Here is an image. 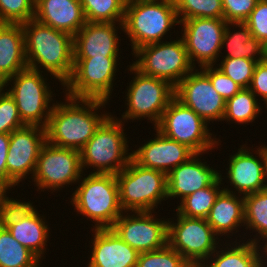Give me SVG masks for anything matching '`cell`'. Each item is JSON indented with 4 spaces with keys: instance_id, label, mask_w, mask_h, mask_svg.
I'll return each mask as SVG.
<instances>
[{
    "instance_id": "9a60e30c",
    "label": "cell",
    "mask_w": 267,
    "mask_h": 267,
    "mask_svg": "<svg viewBox=\"0 0 267 267\" xmlns=\"http://www.w3.org/2000/svg\"><path fill=\"white\" fill-rule=\"evenodd\" d=\"M226 24L224 18H193L180 22L179 25H183L181 38L195 68L196 63L199 68L216 65L223 54L221 46Z\"/></svg>"
},
{
    "instance_id": "7bdbcfd3",
    "label": "cell",
    "mask_w": 267,
    "mask_h": 267,
    "mask_svg": "<svg viewBox=\"0 0 267 267\" xmlns=\"http://www.w3.org/2000/svg\"><path fill=\"white\" fill-rule=\"evenodd\" d=\"M10 144V134L0 133V188L7 191V163L8 149Z\"/></svg>"
},
{
    "instance_id": "e0dca14e",
    "label": "cell",
    "mask_w": 267,
    "mask_h": 267,
    "mask_svg": "<svg viewBox=\"0 0 267 267\" xmlns=\"http://www.w3.org/2000/svg\"><path fill=\"white\" fill-rule=\"evenodd\" d=\"M46 141V128L35 125H25L10 134L6 159L8 191L18 187L29 174L33 177L40 150Z\"/></svg>"
},
{
    "instance_id": "6da1fadb",
    "label": "cell",
    "mask_w": 267,
    "mask_h": 267,
    "mask_svg": "<svg viewBox=\"0 0 267 267\" xmlns=\"http://www.w3.org/2000/svg\"><path fill=\"white\" fill-rule=\"evenodd\" d=\"M64 96L65 102L53 104L46 126V140L55 146L80 151L109 116L107 111L98 113V109L105 108L109 102Z\"/></svg>"
},
{
    "instance_id": "52a82bcc",
    "label": "cell",
    "mask_w": 267,
    "mask_h": 267,
    "mask_svg": "<svg viewBox=\"0 0 267 267\" xmlns=\"http://www.w3.org/2000/svg\"><path fill=\"white\" fill-rule=\"evenodd\" d=\"M127 70L134 76L125 92L127 109L118 120L125 123L146 118L155 127L175 97V87L166 80L141 73L132 64Z\"/></svg>"
},
{
    "instance_id": "f35d334b",
    "label": "cell",
    "mask_w": 267,
    "mask_h": 267,
    "mask_svg": "<svg viewBox=\"0 0 267 267\" xmlns=\"http://www.w3.org/2000/svg\"><path fill=\"white\" fill-rule=\"evenodd\" d=\"M210 79L214 89L225 99L232 98L242 88L225 75L216 65L200 68Z\"/></svg>"
},
{
    "instance_id": "5bb4252c",
    "label": "cell",
    "mask_w": 267,
    "mask_h": 267,
    "mask_svg": "<svg viewBox=\"0 0 267 267\" xmlns=\"http://www.w3.org/2000/svg\"><path fill=\"white\" fill-rule=\"evenodd\" d=\"M83 173L79 150L55 146L46 141L40 150L31 178L38 189L36 191L50 189L55 192L77 183Z\"/></svg>"
},
{
    "instance_id": "7402d4cb",
    "label": "cell",
    "mask_w": 267,
    "mask_h": 267,
    "mask_svg": "<svg viewBox=\"0 0 267 267\" xmlns=\"http://www.w3.org/2000/svg\"><path fill=\"white\" fill-rule=\"evenodd\" d=\"M203 153H195L186 162L181 163L167 175V197L179 198L180 201L197 190L213 185L220 172L202 162ZM200 157V158H199Z\"/></svg>"
},
{
    "instance_id": "8d00e7d4",
    "label": "cell",
    "mask_w": 267,
    "mask_h": 267,
    "mask_svg": "<svg viewBox=\"0 0 267 267\" xmlns=\"http://www.w3.org/2000/svg\"><path fill=\"white\" fill-rule=\"evenodd\" d=\"M34 14V0H0V23H26Z\"/></svg>"
},
{
    "instance_id": "d4e9b609",
    "label": "cell",
    "mask_w": 267,
    "mask_h": 267,
    "mask_svg": "<svg viewBox=\"0 0 267 267\" xmlns=\"http://www.w3.org/2000/svg\"><path fill=\"white\" fill-rule=\"evenodd\" d=\"M222 187L223 190L217 196L206 220L213 228L217 237L220 236L219 238H221L225 235L226 240L227 237L231 236V233L232 235L235 231L237 233L238 228L240 229L241 226L245 227L244 196L237 194L229 186L227 188Z\"/></svg>"
},
{
    "instance_id": "836d02e7",
    "label": "cell",
    "mask_w": 267,
    "mask_h": 267,
    "mask_svg": "<svg viewBox=\"0 0 267 267\" xmlns=\"http://www.w3.org/2000/svg\"><path fill=\"white\" fill-rule=\"evenodd\" d=\"M179 22L193 18H224L222 0H174Z\"/></svg>"
},
{
    "instance_id": "c3c4849f",
    "label": "cell",
    "mask_w": 267,
    "mask_h": 267,
    "mask_svg": "<svg viewBox=\"0 0 267 267\" xmlns=\"http://www.w3.org/2000/svg\"><path fill=\"white\" fill-rule=\"evenodd\" d=\"M3 88V83L0 80V90Z\"/></svg>"
},
{
    "instance_id": "cb8c5ba5",
    "label": "cell",
    "mask_w": 267,
    "mask_h": 267,
    "mask_svg": "<svg viewBox=\"0 0 267 267\" xmlns=\"http://www.w3.org/2000/svg\"><path fill=\"white\" fill-rule=\"evenodd\" d=\"M34 19L71 36L86 23L80 0H38Z\"/></svg>"
},
{
    "instance_id": "8fae6325",
    "label": "cell",
    "mask_w": 267,
    "mask_h": 267,
    "mask_svg": "<svg viewBox=\"0 0 267 267\" xmlns=\"http://www.w3.org/2000/svg\"><path fill=\"white\" fill-rule=\"evenodd\" d=\"M120 57H74L71 77L63 85L67 96L110 100ZM65 88V89H64Z\"/></svg>"
},
{
    "instance_id": "4fadbf2b",
    "label": "cell",
    "mask_w": 267,
    "mask_h": 267,
    "mask_svg": "<svg viewBox=\"0 0 267 267\" xmlns=\"http://www.w3.org/2000/svg\"><path fill=\"white\" fill-rule=\"evenodd\" d=\"M0 222L10 234L39 259L46 253L50 229L45 216L32 205L31 201L7 197L0 208Z\"/></svg>"
},
{
    "instance_id": "d6986e66",
    "label": "cell",
    "mask_w": 267,
    "mask_h": 267,
    "mask_svg": "<svg viewBox=\"0 0 267 267\" xmlns=\"http://www.w3.org/2000/svg\"><path fill=\"white\" fill-rule=\"evenodd\" d=\"M246 145H241L238 152L229 156L226 169L230 186L243 196L265 190L267 145L255 148V152Z\"/></svg>"
},
{
    "instance_id": "ffe728a7",
    "label": "cell",
    "mask_w": 267,
    "mask_h": 267,
    "mask_svg": "<svg viewBox=\"0 0 267 267\" xmlns=\"http://www.w3.org/2000/svg\"><path fill=\"white\" fill-rule=\"evenodd\" d=\"M155 132L157 134L153 139L131 151V158L137 164L168 175L195 154L186 145L165 137L158 130Z\"/></svg>"
},
{
    "instance_id": "ab89813d",
    "label": "cell",
    "mask_w": 267,
    "mask_h": 267,
    "mask_svg": "<svg viewBox=\"0 0 267 267\" xmlns=\"http://www.w3.org/2000/svg\"><path fill=\"white\" fill-rule=\"evenodd\" d=\"M252 35L263 44L267 42V0H258L245 21Z\"/></svg>"
},
{
    "instance_id": "f1b7e54d",
    "label": "cell",
    "mask_w": 267,
    "mask_h": 267,
    "mask_svg": "<svg viewBox=\"0 0 267 267\" xmlns=\"http://www.w3.org/2000/svg\"><path fill=\"white\" fill-rule=\"evenodd\" d=\"M244 221L245 229L256 232L254 239L247 241L263 245L267 241V190L244 196Z\"/></svg>"
},
{
    "instance_id": "e575fe53",
    "label": "cell",
    "mask_w": 267,
    "mask_h": 267,
    "mask_svg": "<svg viewBox=\"0 0 267 267\" xmlns=\"http://www.w3.org/2000/svg\"><path fill=\"white\" fill-rule=\"evenodd\" d=\"M136 267H193L182 255L168 244L155 251L139 254Z\"/></svg>"
},
{
    "instance_id": "2e32d148",
    "label": "cell",
    "mask_w": 267,
    "mask_h": 267,
    "mask_svg": "<svg viewBox=\"0 0 267 267\" xmlns=\"http://www.w3.org/2000/svg\"><path fill=\"white\" fill-rule=\"evenodd\" d=\"M126 213L124 211L111 227L125 243L139 253L159 250L167 245V219L155 217L153 211Z\"/></svg>"
},
{
    "instance_id": "30bf717a",
    "label": "cell",
    "mask_w": 267,
    "mask_h": 267,
    "mask_svg": "<svg viewBox=\"0 0 267 267\" xmlns=\"http://www.w3.org/2000/svg\"><path fill=\"white\" fill-rule=\"evenodd\" d=\"M209 125L191 108L186 107L175 97L154 127L165 137L186 145L194 153H207L218 148L219 138L212 137ZM217 140V141H216ZM220 141V142H219Z\"/></svg>"
},
{
    "instance_id": "603a6c76",
    "label": "cell",
    "mask_w": 267,
    "mask_h": 267,
    "mask_svg": "<svg viewBox=\"0 0 267 267\" xmlns=\"http://www.w3.org/2000/svg\"><path fill=\"white\" fill-rule=\"evenodd\" d=\"M92 251L88 267H136L139 252L125 243L111 228L91 229Z\"/></svg>"
},
{
    "instance_id": "f546056e",
    "label": "cell",
    "mask_w": 267,
    "mask_h": 267,
    "mask_svg": "<svg viewBox=\"0 0 267 267\" xmlns=\"http://www.w3.org/2000/svg\"><path fill=\"white\" fill-rule=\"evenodd\" d=\"M40 261L32 251L20 244L0 222V267H40Z\"/></svg>"
},
{
    "instance_id": "ba28073f",
    "label": "cell",
    "mask_w": 267,
    "mask_h": 267,
    "mask_svg": "<svg viewBox=\"0 0 267 267\" xmlns=\"http://www.w3.org/2000/svg\"><path fill=\"white\" fill-rule=\"evenodd\" d=\"M42 72L27 68L5 81L3 88L11 85L7 92L14 99L25 125L46 128L54 104V94Z\"/></svg>"
},
{
    "instance_id": "ac0fdd59",
    "label": "cell",
    "mask_w": 267,
    "mask_h": 267,
    "mask_svg": "<svg viewBox=\"0 0 267 267\" xmlns=\"http://www.w3.org/2000/svg\"><path fill=\"white\" fill-rule=\"evenodd\" d=\"M175 98L207 124L223 120L226 100L214 89L201 69L195 68L175 86Z\"/></svg>"
},
{
    "instance_id": "f6af8a7d",
    "label": "cell",
    "mask_w": 267,
    "mask_h": 267,
    "mask_svg": "<svg viewBox=\"0 0 267 267\" xmlns=\"http://www.w3.org/2000/svg\"><path fill=\"white\" fill-rule=\"evenodd\" d=\"M7 193H5L1 188H0V208L4 202V200L8 197L6 195Z\"/></svg>"
},
{
    "instance_id": "5b68a950",
    "label": "cell",
    "mask_w": 267,
    "mask_h": 267,
    "mask_svg": "<svg viewBox=\"0 0 267 267\" xmlns=\"http://www.w3.org/2000/svg\"><path fill=\"white\" fill-rule=\"evenodd\" d=\"M123 126L124 122L112 114L101 123L80 150L82 171L92 167L90 173L116 175L128 165L131 153Z\"/></svg>"
},
{
    "instance_id": "7c38bea8",
    "label": "cell",
    "mask_w": 267,
    "mask_h": 267,
    "mask_svg": "<svg viewBox=\"0 0 267 267\" xmlns=\"http://www.w3.org/2000/svg\"><path fill=\"white\" fill-rule=\"evenodd\" d=\"M176 216L175 222L167 218V244L193 267H200L217 250L222 240L206 219L182 216L177 211Z\"/></svg>"
},
{
    "instance_id": "60d3db41",
    "label": "cell",
    "mask_w": 267,
    "mask_h": 267,
    "mask_svg": "<svg viewBox=\"0 0 267 267\" xmlns=\"http://www.w3.org/2000/svg\"><path fill=\"white\" fill-rule=\"evenodd\" d=\"M258 0H222L226 22H245Z\"/></svg>"
},
{
    "instance_id": "44dd1931",
    "label": "cell",
    "mask_w": 267,
    "mask_h": 267,
    "mask_svg": "<svg viewBox=\"0 0 267 267\" xmlns=\"http://www.w3.org/2000/svg\"><path fill=\"white\" fill-rule=\"evenodd\" d=\"M118 29L123 23L86 21L73 36L74 57H119Z\"/></svg>"
},
{
    "instance_id": "d590c367",
    "label": "cell",
    "mask_w": 267,
    "mask_h": 267,
    "mask_svg": "<svg viewBox=\"0 0 267 267\" xmlns=\"http://www.w3.org/2000/svg\"><path fill=\"white\" fill-rule=\"evenodd\" d=\"M256 64L257 61L247 58H223L216 67L242 89H247L251 84Z\"/></svg>"
},
{
    "instance_id": "bcb514c9",
    "label": "cell",
    "mask_w": 267,
    "mask_h": 267,
    "mask_svg": "<svg viewBox=\"0 0 267 267\" xmlns=\"http://www.w3.org/2000/svg\"><path fill=\"white\" fill-rule=\"evenodd\" d=\"M265 190H267V156H266V165H265Z\"/></svg>"
},
{
    "instance_id": "7a4b0ae2",
    "label": "cell",
    "mask_w": 267,
    "mask_h": 267,
    "mask_svg": "<svg viewBox=\"0 0 267 267\" xmlns=\"http://www.w3.org/2000/svg\"><path fill=\"white\" fill-rule=\"evenodd\" d=\"M21 25L28 68L36 71L44 69L63 86L73 71V36L35 19Z\"/></svg>"
},
{
    "instance_id": "ee69618b",
    "label": "cell",
    "mask_w": 267,
    "mask_h": 267,
    "mask_svg": "<svg viewBox=\"0 0 267 267\" xmlns=\"http://www.w3.org/2000/svg\"><path fill=\"white\" fill-rule=\"evenodd\" d=\"M264 245H261V246H263L262 247V250H264V251H262L263 252V267H267L266 265H267V241L265 242V243H263ZM265 255V256H264ZM266 258V259H265Z\"/></svg>"
},
{
    "instance_id": "3957f363",
    "label": "cell",
    "mask_w": 267,
    "mask_h": 267,
    "mask_svg": "<svg viewBox=\"0 0 267 267\" xmlns=\"http://www.w3.org/2000/svg\"><path fill=\"white\" fill-rule=\"evenodd\" d=\"M81 175L70 204L75 211L95 222L92 229L111 228L124 212L119 203V186L115 174ZM83 177V178H82Z\"/></svg>"
},
{
    "instance_id": "7dc6e473",
    "label": "cell",
    "mask_w": 267,
    "mask_h": 267,
    "mask_svg": "<svg viewBox=\"0 0 267 267\" xmlns=\"http://www.w3.org/2000/svg\"><path fill=\"white\" fill-rule=\"evenodd\" d=\"M264 55L265 58L267 59V42L264 44Z\"/></svg>"
},
{
    "instance_id": "8992f818",
    "label": "cell",
    "mask_w": 267,
    "mask_h": 267,
    "mask_svg": "<svg viewBox=\"0 0 267 267\" xmlns=\"http://www.w3.org/2000/svg\"><path fill=\"white\" fill-rule=\"evenodd\" d=\"M119 203L123 211H153L167 197V175L159 170L143 167L132 158L116 174Z\"/></svg>"
},
{
    "instance_id": "9c48e42d",
    "label": "cell",
    "mask_w": 267,
    "mask_h": 267,
    "mask_svg": "<svg viewBox=\"0 0 267 267\" xmlns=\"http://www.w3.org/2000/svg\"><path fill=\"white\" fill-rule=\"evenodd\" d=\"M177 38L139 47L132 53L137 59L132 65L141 73L166 80L175 87L195 70L183 39Z\"/></svg>"
},
{
    "instance_id": "83f0119b",
    "label": "cell",
    "mask_w": 267,
    "mask_h": 267,
    "mask_svg": "<svg viewBox=\"0 0 267 267\" xmlns=\"http://www.w3.org/2000/svg\"><path fill=\"white\" fill-rule=\"evenodd\" d=\"M231 26V27H230ZM239 28L232 30V27ZM236 31V32H235ZM227 47L228 53L223 58H247L260 62L265 60L264 44L254 37L245 22H227L221 48Z\"/></svg>"
},
{
    "instance_id": "4dcf8cb0",
    "label": "cell",
    "mask_w": 267,
    "mask_h": 267,
    "mask_svg": "<svg viewBox=\"0 0 267 267\" xmlns=\"http://www.w3.org/2000/svg\"><path fill=\"white\" fill-rule=\"evenodd\" d=\"M259 101V102H258ZM260 99L247 89H241L232 98L226 100L222 121H234L236 124H247L255 121L261 114Z\"/></svg>"
},
{
    "instance_id": "4316f807",
    "label": "cell",
    "mask_w": 267,
    "mask_h": 267,
    "mask_svg": "<svg viewBox=\"0 0 267 267\" xmlns=\"http://www.w3.org/2000/svg\"><path fill=\"white\" fill-rule=\"evenodd\" d=\"M237 240L231 242L232 246L225 242V248L219 244L217 250L200 267H263L262 246L249 241L240 243Z\"/></svg>"
},
{
    "instance_id": "277c9868",
    "label": "cell",
    "mask_w": 267,
    "mask_h": 267,
    "mask_svg": "<svg viewBox=\"0 0 267 267\" xmlns=\"http://www.w3.org/2000/svg\"><path fill=\"white\" fill-rule=\"evenodd\" d=\"M180 24L174 0H127L123 32L134 52L147 44L162 42L164 36Z\"/></svg>"
},
{
    "instance_id": "74e56055",
    "label": "cell",
    "mask_w": 267,
    "mask_h": 267,
    "mask_svg": "<svg viewBox=\"0 0 267 267\" xmlns=\"http://www.w3.org/2000/svg\"><path fill=\"white\" fill-rule=\"evenodd\" d=\"M25 126L22 122L14 99L7 91L0 90V133L11 134Z\"/></svg>"
},
{
    "instance_id": "1f68e13d",
    "label": "cell",
    "mask_w": 267,
    "mask_h": 267,
    "mask_svg": "<svg viewBox=\"0 0 267 267\" xmlns=\"http://www.w3.org/2000/svg\"><path fill=\"white\" fill-rule=\"evenodd\" d=\"M222 177L225 176L220 174V178L213 185L187 195L180 201V205L177 206L176 211L182 216L206 219L217 196L223 190L220 187V185L224 184L222 183L224 179Z\"/></svg>"
},
{
    "instance_id": "484cf974",
    "label": "cell",
    "mask_w": 267,
    "mask_h": 267,
    "mask_svg": "<svg viewBox=\"0 0 267 267\" xmlns=\"http://www.w3.org/2000/svg\"><path fill=\"white\" fill-rule=\"evenodd\" d=\"M25 37L21 24L0 23V80L2 83L27 69Z\"/></svg>"
},
{
    "instance_id": "b9f144b4",
    "label": "cell",
    "mask_w": 267,
    "mask_h": 267,
    "mask_svg": "<svg viewBox=\"0 0 267 267\" xmlns=\"http://www.w3.org/2000/svg\"><path fill=\"white\" fill-rule=\"evenodd\" d=\"M249 89L256 97L260 96L267 109V59L257 62Z\"/></svg>"
},
{
    "instance_id": "d6a6232c",
    "label": "cell",
    "mask_w": 267,
    "mask_h": 267,
    "mask_svg": "<svg viewBox=\"0 0 267 267\" xmlns=\"http://www.w3.org/2000/svg\"><path fill=\"white\" fill-rule=\"evenodd\" d=\"M127 0H80L87 22L123 23Z\"/></svg>"
}]
</instances>
